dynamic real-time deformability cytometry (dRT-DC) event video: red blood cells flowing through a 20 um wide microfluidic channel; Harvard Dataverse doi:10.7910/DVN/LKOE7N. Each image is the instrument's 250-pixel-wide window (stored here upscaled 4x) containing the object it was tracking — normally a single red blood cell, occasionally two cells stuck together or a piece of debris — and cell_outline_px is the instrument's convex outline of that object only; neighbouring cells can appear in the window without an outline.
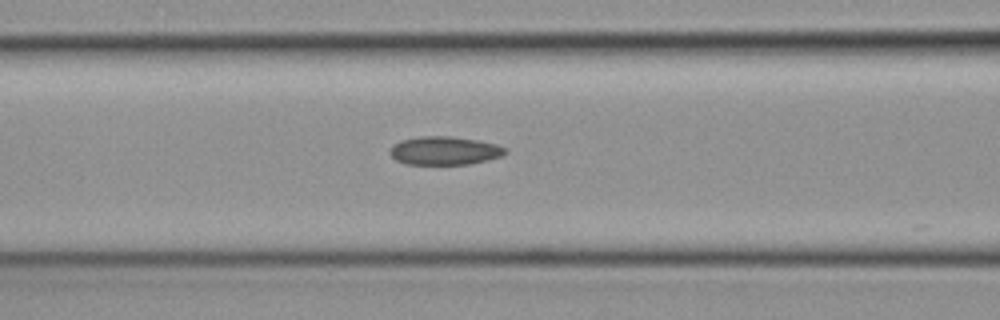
{"species": "common noctule bat (a hibernating species)", "species_latin": "Nyctalus noctula", "temperature_condition": "cold", "stored_images_in_passage": 23, "camera_frame_rate_fps": 3000, "um_per_image_px": 0.085, "animal": {"sex": "female", "body_mass_g": 19.3, "forearm_length_mm": 54.1}, "frame": {"image": 1, "passage_image": 4, "time_ms": 1.0, "image_size_px": [1000, 320], "cell_outline_px": [[508, 152], [500, 156], [488, 160], [468, 164], [404, 164], [396, 160], [388, 152], [392, 144], [400, 140], [420, 136], [448, 136], [476, 140], [496, 144], [508, 148]], "centroid_in_image_um": [37.76, 12.8], "position_along_channel_um": 128.8, "area_um2": 19.19}}
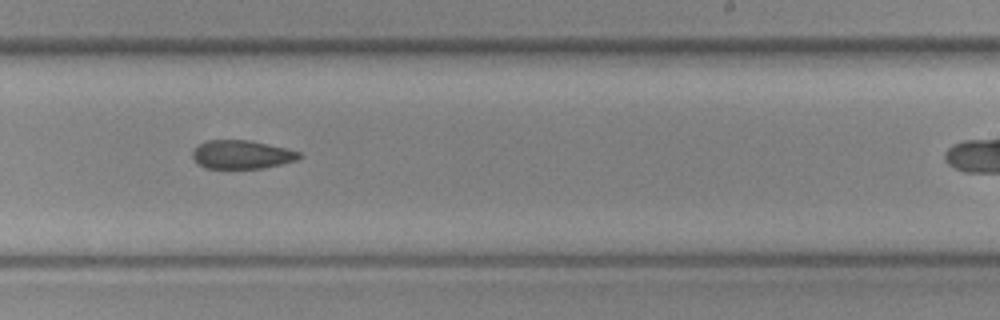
{"frame": {"image": 2, "passage_image": 14, "time_ms": 4.333, "image_size_px": [1000, 320], "cell_outline_px": [[304, 156], [296, 160], [264, 168], [204, 168], [196, 164], [192, 156], [192, 152], [200, 144], [208, 140], [248, 140], [284, 148], [300, 152]], "centroid_in_image_um": [20.52, 13.15], "position_along_channel_um": 268.5, "area_um2": 17.63}}
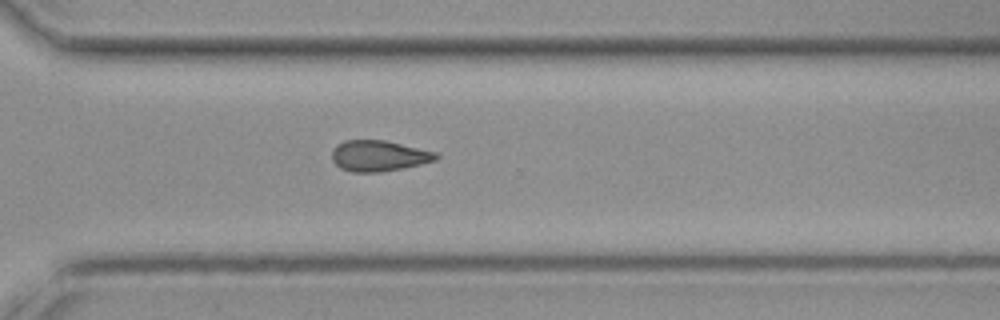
{"frame": {"image": 3, "passage_image": 19, "time_ms": 6.0, "image_size_px": [1000, 320], "cell_outline_px": [[440, 156], [436, 160], [404, 168], [380, 172], [352, 172], [340, 168], [332, 160], [332, 148], [336, 144], [344, 140], [384, 140], [436, 152]], "centroid_in_image_um": [32.17, 13.24], "position_along_channel_um": 338.4, "area_um2": 18.79}}